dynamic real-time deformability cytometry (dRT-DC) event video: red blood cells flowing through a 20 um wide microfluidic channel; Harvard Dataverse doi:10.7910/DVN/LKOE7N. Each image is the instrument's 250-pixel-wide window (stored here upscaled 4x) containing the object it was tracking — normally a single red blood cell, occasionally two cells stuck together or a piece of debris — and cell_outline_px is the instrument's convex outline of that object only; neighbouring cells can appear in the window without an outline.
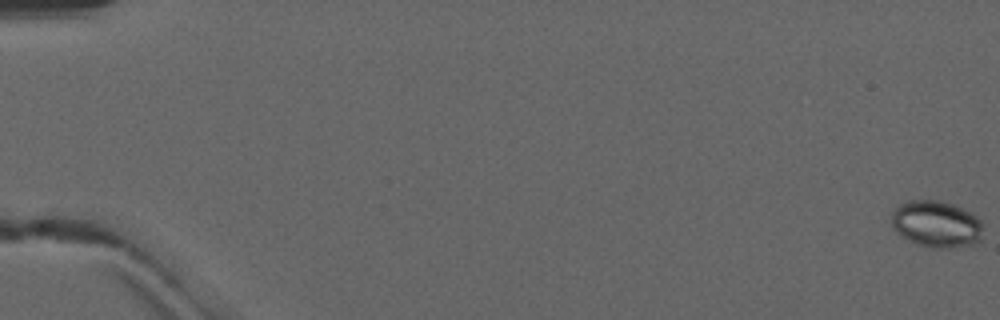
{"species": "common noctule bat (a hibernating species)", "species_latin": "Nyctalus noctula", "temperature_condition": "warm", "stored_images_in_passage": 52, "camera_frame_rate_fps": 3000, "um_per_image_px": 0.085, "animal": {"sex": "male", "forearm_length_mm": 52.5}, "frame": {"image": 1, "passage_image": 1, "time_ms": 0.0, "image_size_px": [1000, 320], "cell_outline_px": [[984, 224], [980, 240], [976, 244], [952, 248], [932, 248], [916, 244], [908, 240], [896, 232], [892, 228], [892, 212], [900, 204], [908, 200], [940, 200], [952, 204], [976, 216]], "centroid_in_image_um": [79.6, 19.06], "position_along_channel_um": 5.4, "area_um2": 25.14}}
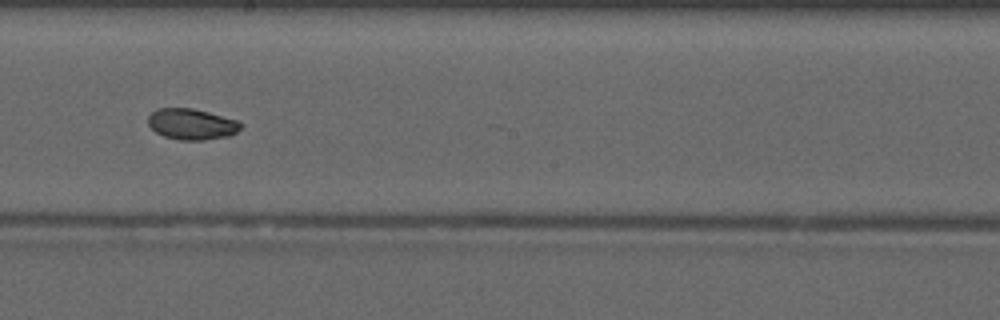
{"frame": {"image": 2, "passage_image": 31, "time_ms": 10.0, "image_size_px": [1000, 320], "cell_outline_px": [[244, 124], [236, 132], [228, 136], [204, 140], [180, 140], [164, 136], [156, 132], [148, 124], [148, 116], [156, 108], [192, 108], [240, 120]], "centroid_in_image_um": [16.31, 10.54], "position_along_channel_um": 231.9, "area_um2": 16.82}}
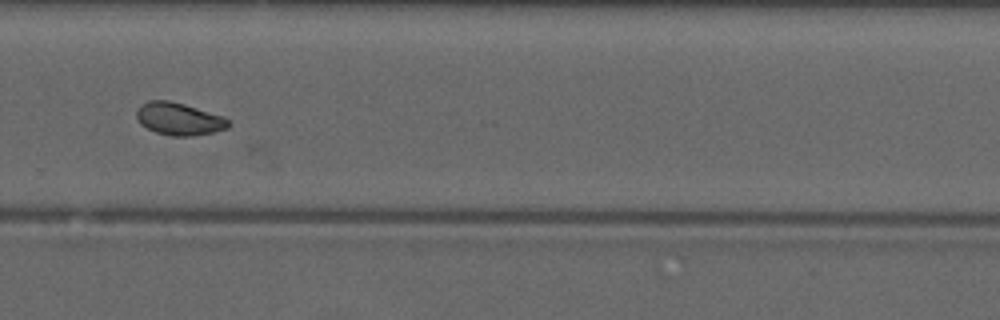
{"frame": {"image": 3, "passage_image": 37, "time_ms": 12.0, "image_size_px": [1000, 320], "cell_outline_px": [[232, 124], [228, 128], [212, 132], [192, 136], [172, 136], [156, 132], [140, 124], [136, 116], [136, 112], [140, 104], [148, 100], [168, 100], [184, 104], [224, 116]], "centroid_in_image_um": [15.21, 10.1], "position_along_channel_um": 314.6, "area_um2": 17.46}, "authors_computed_cell_mechanics": {"area_um2": 17.3978, "velocity_mm_per_s": 4.1484, "shape_relaxation_time_tau1_ms": 4.2603, "shape_relaxation_time_tau2_ms": null, "deformation_change_tau1": 0.0931, "deformation_change_tau2": null}}